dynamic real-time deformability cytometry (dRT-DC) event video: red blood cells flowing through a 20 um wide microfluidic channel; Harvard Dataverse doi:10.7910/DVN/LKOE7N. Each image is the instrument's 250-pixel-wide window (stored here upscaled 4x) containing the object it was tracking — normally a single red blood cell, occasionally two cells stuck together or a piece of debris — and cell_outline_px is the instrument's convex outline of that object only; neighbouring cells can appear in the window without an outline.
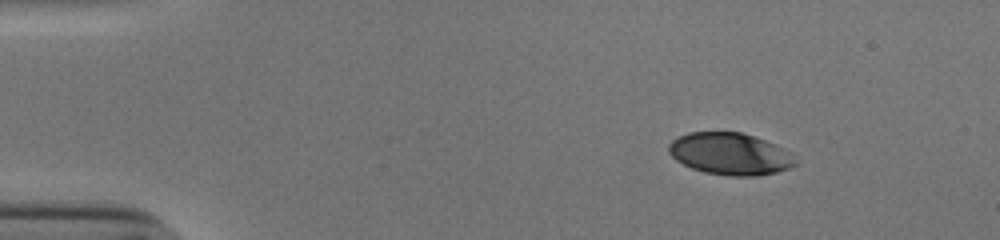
{"species": "human", "species_latin": "Homo sapiens", "temperature_condition": "cold", "stored_images_in_passage": 47, "camera_frame_rate_fps": 3000, "um_per_image_px": 0.085, "donor": {"sex": "male"}, "frame": {"image": 1, "passage_image": 1, "time_ms": 0.0, "image_size_px": [1000, 240], "cell_outline_px": [[796, 164], [788, 168], [776, 172], [756, 176], [728, 176], [704, 172], [692, 168], [676, 160], [668, 152], [668, 144], [676, 136], [688, 132], [740, 132], [764, 140], [792, 152], [796, 160]], "centroid_in_image_um": [62.03, 13.08], "position_along_channel_um": 23.0, "area_um2": 31.04}}
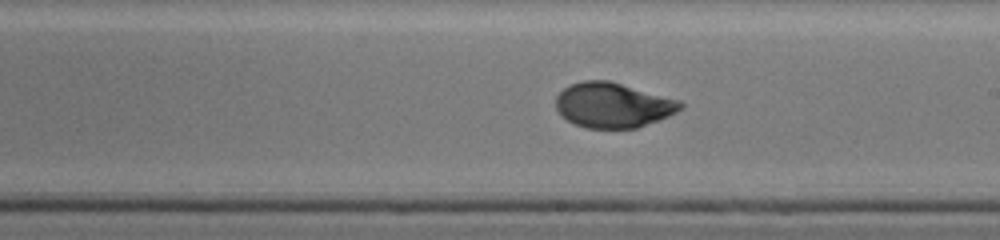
{"frame": {"image": 2, "passage_image": 25, "time_ms": 8.0, "image_size_px": [1000, 240], "cell_outline_px": [[684, 108], [668, 116], [636, 128], [584, 128], [560, 116], [556, 108], [556, 96], [568, 84], [584, 80], [608, 80], [680, 100], [684, 104]], "centroid_in_image_um": [52.08, 8.93], "position_along_channel_um": 236.9, "area_um2": 32.71}}
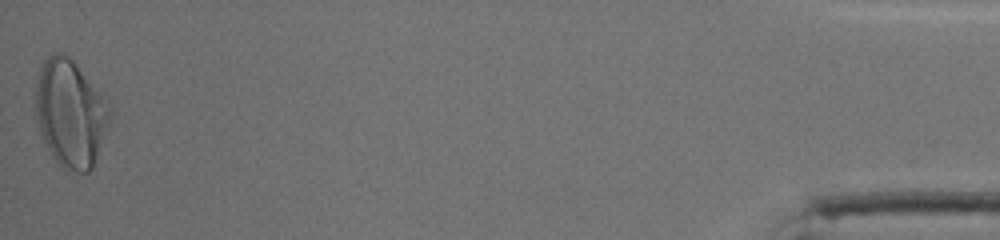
{"frame": {"image": 3, "passage_image": 47, "time_ms": 15.333, "image_size_px": [1000, 240], "cell_outline_px": [[112, 120], [92, 168], [88, 172], [68, 172], [52, 156], [40, 132], [36, 120], [36, 84], [40, 68], [44, 60], [52, 52], [64, 52], [76, 64], [112, 112]], "centroid_in_image_um": [5.97, 9.66], "position_along_channel_um": 429.2, "area_um2": 45.95}, "authors_computed_cell_mechanics": {"area_um2": 32.7148, "velocity_mm_per_s": 3.841, "shape_relaxation_time_tau1_ms": 6.6945, "shape_relaxation_time_tau2_ms": 0.8428, "deformation_change_tau1": 0.2278, "deformation_change_tau2": 0.0484}}